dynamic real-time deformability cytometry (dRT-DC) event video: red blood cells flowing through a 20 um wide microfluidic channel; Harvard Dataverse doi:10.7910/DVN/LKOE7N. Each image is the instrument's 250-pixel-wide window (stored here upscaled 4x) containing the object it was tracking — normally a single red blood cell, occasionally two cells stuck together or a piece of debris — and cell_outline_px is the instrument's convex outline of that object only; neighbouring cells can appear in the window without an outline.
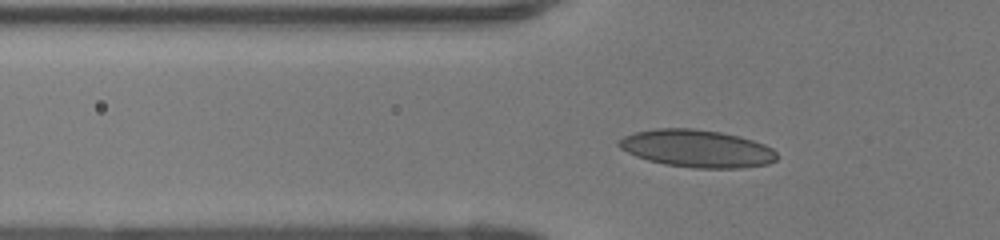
{"species": "human", "species_latin": "Homo sapiens", "temperature_condition": "room temperature", "stored_images_in_passage": 44, "camera_frame_rate_fps": 3000, "um_per_image_px": 0.085, "donor": {"sex": "female"}, "frame": {"image": 1, "passage_image": 11, "time_ms": 3.333, "image_size_px": [1000, 240], "cell_outline_px": [[780, 156], [776, 160], [768, 164], [740, 168], [692, 168], [664, 164], [648, 160], [636, 156], [620, 148], [616, 144], [616, 140], [624, 136], [636, 132], [652, 128], [692, 128], [720, 132], [740, 136], [764, 144], [772, 148]], "centroid_in_image_um": [59.23, 12.62], "position_along_channel_um": 66.6, "area_um2": 34.8}}
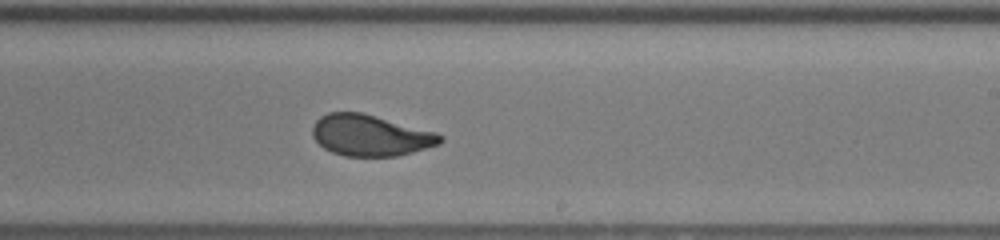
{"frame": {"image": 2, "passage_image": 25, "time_ms": 8.0, "image_size_px": [1000, 240], "cell_outline_px": [[444, 140], [440, 144], [412, 152], [396, 156], [344, 156], [332, 152], [324, 148], [312, 136], [312, 128], [316, 120], [320, 116], [328, 112], [360, 112], [436, 132], [444, 136]], "centroid_in_image_um": [31.48, 11.51], "position_along_channel_um": 257.5, "area_um2": 30.58}}
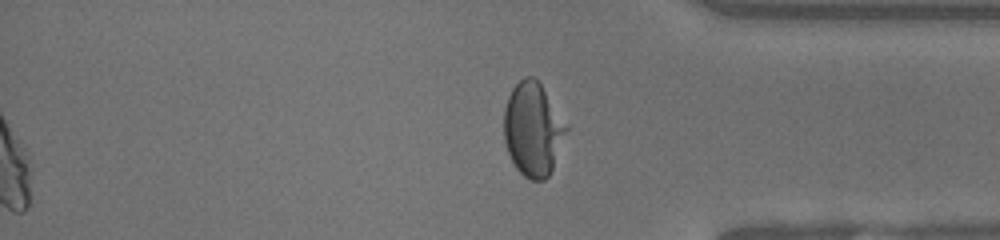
{"frame": {"image": 3, "passage_image": 44, "time_ms": 14.333, "image_size_px": [1000, 240], "cell_outline_px": [[568, 128], [552, 168], [548, 176], [544, 180], [528, 180], [516, 168], [508, 152], [504, 140], [504, 108], [508, 96], [512, 88], [524, 76], [532, 76], [540, 84], [568, 124]], "centroid_in_image_um": [45.29, 10.98], "position_along_channel_um": 389.9, "area_um2": 33.81}, "authors_computed_cell_mechanics": {"area_um2": 31.6455, "velocity_mm_per_s": 4.1964, "shape_relaxation_time_tau1_ms": 5.315, "shape_relaxation_time_tau2_ms": null, "deformation_change_tau1": 0.1772, "deformation_change_tau2": null}}